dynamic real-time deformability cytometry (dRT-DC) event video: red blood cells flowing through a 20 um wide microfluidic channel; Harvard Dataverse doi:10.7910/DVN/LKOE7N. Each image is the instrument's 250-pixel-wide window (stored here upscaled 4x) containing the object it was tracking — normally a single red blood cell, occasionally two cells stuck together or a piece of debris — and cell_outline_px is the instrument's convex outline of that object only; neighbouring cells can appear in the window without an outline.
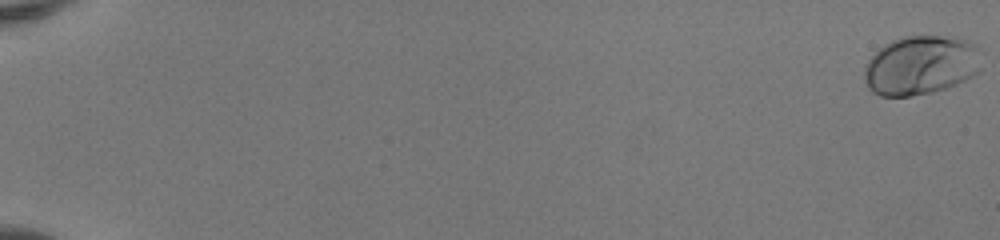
{"species": "human", "species_latin": "Homo sapiens", "temperature_condition": "room temperature", "stored_images_in_passage": 53, "camera_frame_rate_fps": 3000, "um_per_image_px": 0.085, "donor": {"sex": "female"}, "frame": {"image": 1, "passage_image": 1, "time_ms": 0.0, "image_size_px": [1000, 240], "cell_outline_px": [[980, 72], [948, 88], [932, 92], [908, 96], [880, 96], [872, 92], [868, 88], [864, 76], [864, 68], [868, 60], [884, 44], [892, 40], [904, 36], [956, 36], [976, 44], [980, 68]], "centroid_in_image_um": [78.26, 5.54], "position_along_channel_um": 6.7, "area_um2": 40.52}}
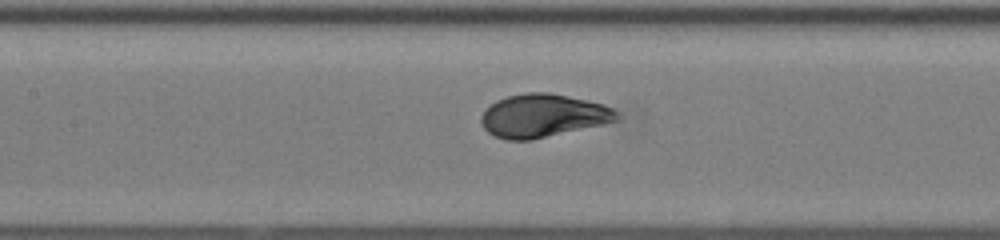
{"frame": {"image": 2, "passage_image": 28, "time_ms": 9.0, "image_size_px": [1000, 240], "cell_outline_px": [[620, 120], [604, 124], [532, 140], [508, 140], [496, 136], [488, 132], [484, 128], [480, 120], [480, 116], [484, 108], [496, 100], [508, 96], [528, 92], [548, 92], [604, 104], [612, 108], [620, 116]], "centroid_in_image_um": [46.14, 9.83], "position_along_channel_um": 161.3, "area_um2": 34.22}}
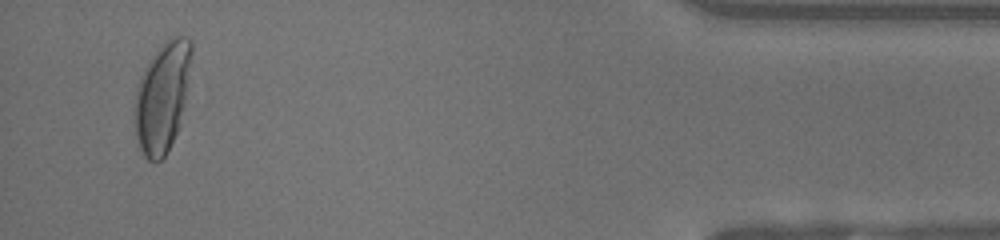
{"frame": {"image": 3, "passage_image": 51, "time_ms": 16.667, "image_size_px": [1000, 240], "cell_outline_px": [[192, 52], [184, 104], [180, 124], [164, 156], [156, 164], [148, 160], [144, 156], [140, 148], [136, 136], [136, 92], [140, 76], [148, 60], [164, 40], [172, 36], [188, 36], [192, 40]], "centroid_in_image_um": [13.81, 8.18], "position_along_channel_um": 421.4, "area_um2": 36.07}, "authors_computed_cell_mechanics": {"area_um2": 34.5644, "velocity_mm_per_s": 4.1415, "shape_relaxation_time_tau1_ms": 3.8307, "shape_relaxation_time_tau2_ms": null, "deformation_change_tau1": 0.1887, "deformation_change_tau2": null}}